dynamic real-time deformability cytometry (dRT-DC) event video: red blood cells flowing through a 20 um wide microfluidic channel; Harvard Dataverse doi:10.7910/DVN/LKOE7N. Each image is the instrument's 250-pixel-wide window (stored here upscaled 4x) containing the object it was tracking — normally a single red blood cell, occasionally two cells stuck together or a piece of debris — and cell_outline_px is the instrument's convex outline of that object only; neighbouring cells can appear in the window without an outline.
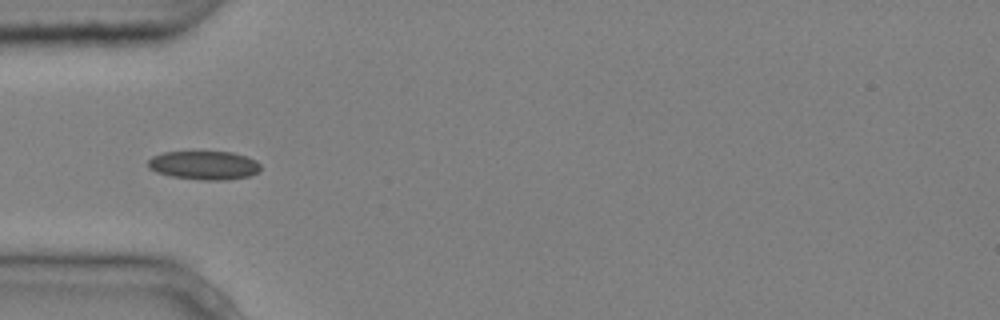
{"species": "common noctule bat (a hibernating species)", "species_latin": "Nyctalus noctula", "temperature_condition": "cold", "stored_images_in_passage": 7, "camera_frame_rate_fps": 3000, "um_per_image_px": 0.085, "animal": {"sex": "male", "body_mass_g": 20.4}, "frame": {"image": 1, "passage_image": 5, "time_ms": 1.333, "image_size_px": [1000, 320], "cell_outline_px": [[260, 172], [248, 176], [228, 180], [200, 180], [172, 176], [156, 172], [148, 168], [148, 160], [152, 156], [164, 152], [232, 152], [248, 156], [256, 160], [260, 164]], "centroid_in_image_um": [17.37, 14.05], "position_along_channel_um": 67.6, "area_um2": 18.96}}
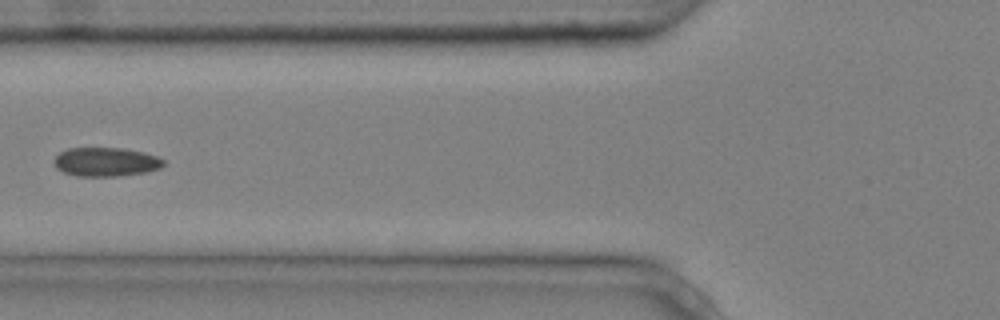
{"frame": {"image": 2, "passage_image": 6, "time_ms": 1.667, "image_size_px": [1000, 320], "cell_outline_px": [[164, 164], [160, 168], [148, 172], [120, 176], [76, 176], [64, 172], [56, 168], [52, 160], [60, 152], [68, 148], [124, 148], [144, 152], [156, 156], [164, 160]], "centroid_in_image_um": [8.99, 13.76], "position_along_channel_um": 116.8, "area_um2": 18.61}}